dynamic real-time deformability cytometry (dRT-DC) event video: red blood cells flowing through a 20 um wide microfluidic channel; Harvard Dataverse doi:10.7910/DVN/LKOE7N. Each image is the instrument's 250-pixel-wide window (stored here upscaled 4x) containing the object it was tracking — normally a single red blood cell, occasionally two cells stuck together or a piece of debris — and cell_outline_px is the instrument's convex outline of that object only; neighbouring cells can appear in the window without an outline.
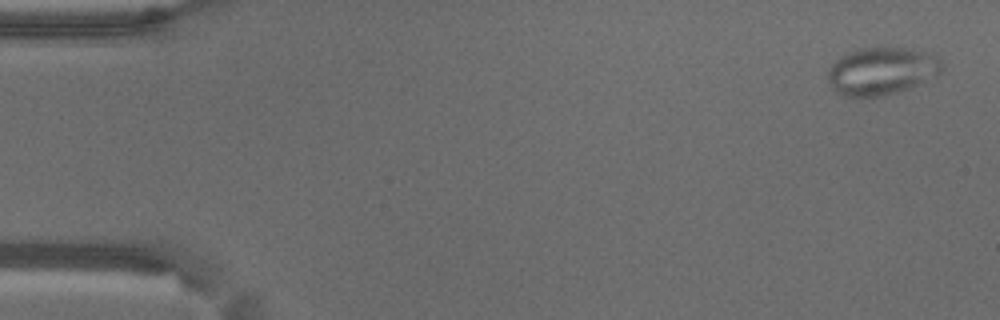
{"species": "common noctule bat (a hibernating species)", "species_latin": "Nyctalus noctula", "temperature_condition": "warm", "stored_images_in_passage": 57, "camera_frame_rate_fps": 3000, "um_per_image_px": 0.085, "animal": {"sex": "male", "body_mass_g": 18.8}, "frame": {"image": 1, "passage_image": 1, "time_ms": 0.0, "image_size_px": [1000, 320], "cell_outline_px": [[944, 68], [940, 72], [908, 88], [884, 96], [844, 96], [836, 92], [832, 88], [828, 80], [828, 68], [836, 60], [848, 52], [860, 48], [908, 48], [936, 52], [944, 64]], "centroid_in_image_um": [74.96, 6.01], "position_along_channel_um": 10.0, "area_um2": 31.67}}
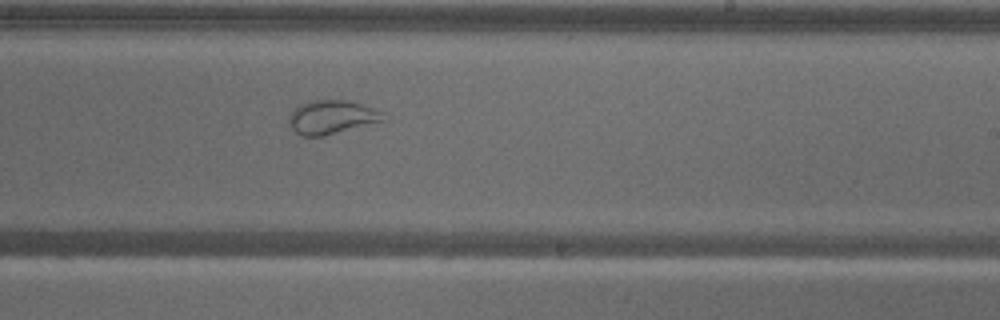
{"frame": {"image": 2, "passage_image": 34, "time_ms": 11.0, "image_size_px": [1000, 320], "cell_outline_px": [[388, 120], [324, 136], [304, 136], [296, 132], [292, 128], [288, 120], [288, 116], [300, 104], [312, 100], [352, 100], [372, 108], [380, 112]], "centroid_in_image_um": [28.21, 9.95], "position_along_channel_um": 260.8, "area_um2": 18.55}}
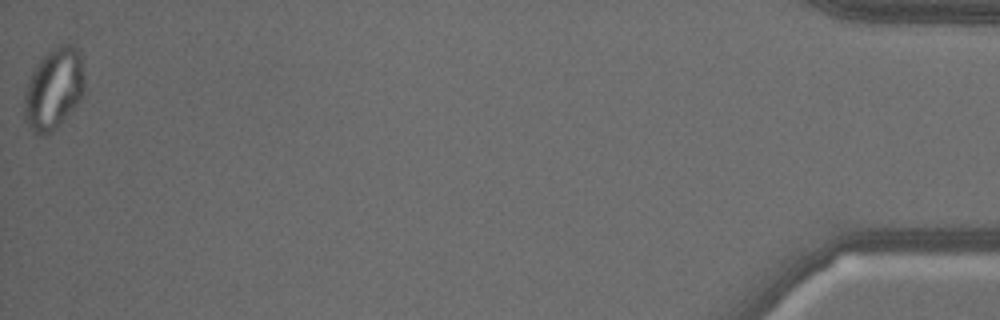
{"frame": {"image": 3, "passage_image": 57, "time_ms": 18.667, "image_size_px": [1000, 320], "cell_outline_px": [[84, 92], [80, 100], [56, 128], [44, 136], [40, 136], [32, 132], [28, 128], [24, 120], [24, 92], [28, 80], [40, 60], [52, 48], [60, 44], [72, 44], [80, 52], [84, 76]], "centroid_in_image_um": [4.56, 7.57], "position_along_channel_um": 430.6, "area_um2": 28.67}}